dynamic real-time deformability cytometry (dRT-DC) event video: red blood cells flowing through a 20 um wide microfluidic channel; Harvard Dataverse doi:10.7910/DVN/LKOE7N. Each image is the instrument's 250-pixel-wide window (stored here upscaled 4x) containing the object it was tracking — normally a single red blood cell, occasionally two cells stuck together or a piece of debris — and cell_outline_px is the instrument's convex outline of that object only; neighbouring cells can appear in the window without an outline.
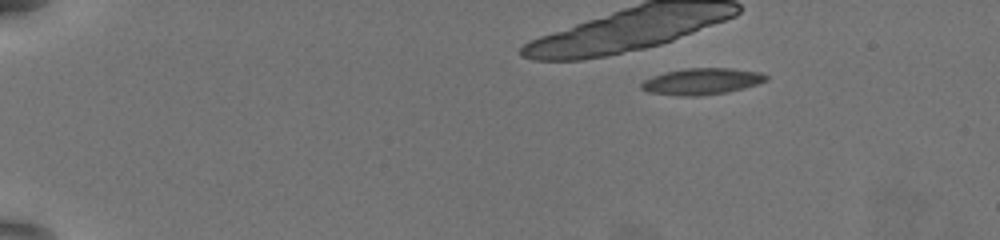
{"species": "common noctule bat (a hibernating species)", "species_latin": "Nyctalus noctula", "temperature_condition": "warm", "stored_images_in_passage": 14, "camera_frame_rate_fps": 3000, "um_per_image_px": 0.085, "animal": {"sex": "female", "body_mass_g": 19.5, "forearm_length_mm": 54.1}, "frame": {"image": 1, "passage_image": 1, "time_ms": 0.0, "image_size_px": [1000, 240], "cell_outline_px": [[768, 80], [744, 88], [728, 92], [696, 96], [680, 96], [652, 92], [640, 88], [640, 84], [644, 80], [652, 76], [668, 72], [688, 68], [732, 68], [760, 72], [768, 76]], "centroid_in_image_um": [59.68, 6.92], "position_along_channel_um": 25.3, "area_um2": 19.02}}